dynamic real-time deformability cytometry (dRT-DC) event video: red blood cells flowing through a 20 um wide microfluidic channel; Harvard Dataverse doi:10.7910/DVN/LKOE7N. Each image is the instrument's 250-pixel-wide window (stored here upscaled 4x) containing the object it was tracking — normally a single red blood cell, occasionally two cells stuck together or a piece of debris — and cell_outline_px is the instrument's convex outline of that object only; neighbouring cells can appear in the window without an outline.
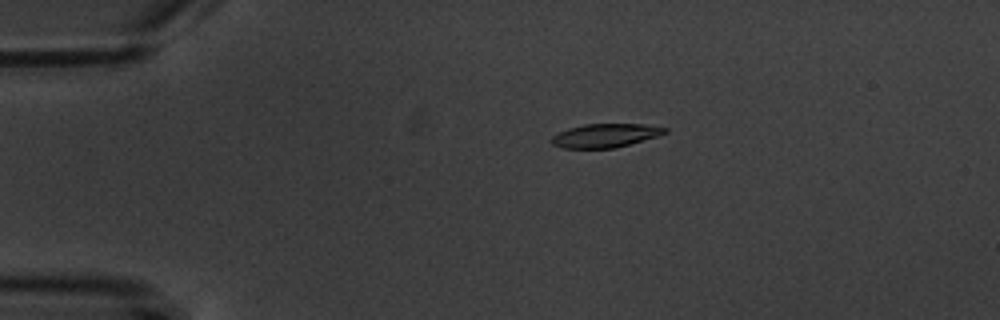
{"species": "common noctule bat (a hibernating species)", "species_latin": "Nyctalus noctula", "temperature_condition": "warm", "stored_images_in_passage": 5, "camera_frame_rate_fps": 3000, "um_per_image_px": 0.085, "animal": {"sex": "male", "body_mass_g": 20.1, "forearm_length_mm": 53.5}, "frame": {"image": 1, "passage_image": 4, "time_ms": 3.667, "image_size_px": [1000, 320], "cell_outline_px": [[668, 132], [660, 136], [612, 148], [564, 148], [552, 144], [552, 136], [568, 128], [584, 124], [644, 124], [668, 128]], "centroid_in_image_um": [51.49, 11.51], "position_along_channel_um": 33.5, "area_um2": 15.55}}